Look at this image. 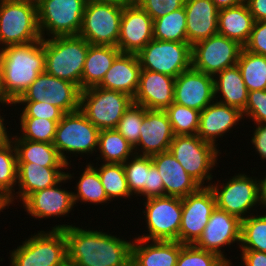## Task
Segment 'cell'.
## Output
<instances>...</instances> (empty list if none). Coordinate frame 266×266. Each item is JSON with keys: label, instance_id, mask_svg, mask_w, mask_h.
<instances>
[{"label": "cell", "instance_id": "cell-1", "mask_svg": "<svg viewBox=\"0 0 266 266\" xmlns=\"http://www.w3.org/2000/svg\"><path fill=\"white\" fill-rule=\"evenodd\" d=\"M68 224L51 227L65 232L68 266H131L133 239Z\"/></svg>", "mask_w": 266, "mask_h": 266}, {"label": "cell", "instance_id": "cell-2", "mask_svg": "<svg viewBox=\"0 0 266 266\" xmlns=\"http://www.w3.org/2000/svg\"><path fill=\"white\" fill-rule=\"evenodd\" d=\"M45 72L44 39L0 49V75L3 97L14 104Z\"/></svg>", "mask_w": 266, "mask_h": 266}, {"label": "cell", "instance_id": "cell-3", "mask_svg": "<svg viewBox=\"0 0 266 266\" xmlns=\"http://www.w3.org/2000/svg\"><path fill=\"white\" fill-rule=\"evenodd\" d=\"M89 43L79 35L44 39L45 72L81 89Z\"/></svg>", "mask_w": 266, "mask_h": 266}, {"label": "cell", "instance_id": "cell-4", "mask_svg": "<svg viewBox=\"0 0 266 266\" xmlns=\"http://www.w3.org/2000/svg\"><path fill=\"white\" fill-rule=\"evenodd\" d=\"M38 231L11 250L10 266H68L63 229Z\"/></svg>", "mask_w": 266, "mask_h": 266}, {"label": "cell", "instance_id": "cell-5", "mask_svg": "<svg viewBox=\"0 0 266 266\" xmlns=\"http://www.w3.org/2000/svg\"><path fill=\"white\" fill-rule=\"evenodd\" d=\"M100 130L95 127L79 109L74 112L65 113L57 124L53 145L61 159L69 164L68 158L71 154L75 157L79 154H96L98 149ZM95 151V152H94ZM70 154V156H67Z\"/></svg>", "mask_w": 266, "mask_h": 266}, {"label": "cell", "instance_id": "cell-6", "mask_svg": "<svg viewBox=\"0 0 266 266\" xmlns=\"http://www.w3.org/2000/svg\"><path fill=\"white\" fill-rule=\"evenodd\" d=\"M37 4L0 0V49L41 40Z\"/></svg>", "mask_w": 266, "mask_h": 266}, {"label": "cell", "instance_id": "cell-7", "mask_svg": "<svg viewBox=\"0 0 266 266\" xmlns=\"http://www.w3.org/2000/svg\"><path fill=\"white\" fill-rule=\"evenodd\" d=\"M169 151L201 186H210L214 177L211 172L219 164L221 152L218 148L203 141L197 134L175 135Z\"/></svg>", "mask_w": 266, "mask_h": 266}, {"label": "cell", "instance_id": "cell-8", "mask_svg": "<svg viewBox=\"0 0 266 266\" xmlns=\"http://www.w3.org/2000/svg\"><path fill=\"white\" fill-rule=\"evenodd\" d=\"M224 180L225 183L218 179L217 183L211 182L209 186L214 193L217 208L241 221L254 214V211L258 212L255 210L260 206L258 177L242 172Z\"/></svg>", "mask_w": 266, "mask_h": 266}, {"label": "cell", "instance_id": "cell-9", "mask_svg": "<svg viewBox=\"0 0 266 266\" xmlns=\"http://www.w3.org/2000/svg\"><path fill=\"white\" fill-rule=\"evenodd\" d=\"M132 103L131 96L98 86L80 93V110L99 130L115 129Z\"/></svg>", "mask_w": 266, "mask_h": 266}, {"label": "cell", "instance_id": "cell-10", "mask_svg": "<svg viewBox=\"0 0 266 266\" xmlns=\"http://www.w3.org/2000/svg\"><path fill=\"white\" fill-rule=\"evenodd\" d=\"M88 0H40L38 26L42 39L78 35ZM46 32V33H45Z\"/></svg>", "mask_w": 266, "mask_h": 266}, {"label": "cell", "instance_id": "cell-11", "mask_svg": "<svg viewBox=\"0 0 266 266\" xmlns=\"http://www.w3.org/2000/svg\"><path fill=\"white\" fill-rule=\"evenodd\" d=\"M143 235H134L148 241H178L182 218V199L175 196H160L144 200ZM149 232V233H148ZM137 236V237H136Z\"/></svg>", "mask_w": 266, "mask_h": 266}, {"label": "cell", "instance_id": "cell-12", "mask_svg": "<svg viewBox=\"0 0 266 266\" xmlns=\"http://www.w3.org/2000/svg\"><path fill=\"white\" fill-rule=\"evenodd\" d=\"M123 7L115 3L88 0L78 35L90 45L117 47Z\"/></svg>", "mask_w": 266, "mask_h": 266}, {"label": "cell", "instance_id": "cell-13", "mask_svg": "<svg viewBox=\"0 0 266 266\" xmlns=\"http://www.w3.org/2000/svg\"><path fill=\"white\" fill-rule=\"evenodd\" d=\"M137 56L141 69L174 78L192 67L191 45L187 42L153 39Z\"/></svg>", "mask_w": 266, "mask_h": 266}, {"label": "cell", "instance_id": "cell-14", "mask_svg": "<svg viewBox=\"0 0 266 266\" xmlns=\"http://www.w3.org/2000/svg\"><path fill=\"white\" fill-rule=\"evenodd\" d=\"M242 49L238 42L217 33L191 46L192 68L214 77L237 65Z\"/></svg>", "mask_w": 266, "mask_h": 266}, {"label": "cell", "instance_id": "cell-15", "mask_svg": "<svg viewBox=\"0 0 266 266\" xmlns=\"http://www.w3.org/2000/svg\"><path fill=\"white\" fill-rule=\"evenodd\" d=\"M80 93L76 84L43 72L17 101H44L70 113L80 109Z\"/></svg>", "mask_w": 266, "mask_h": 266}, {"label": "cell", "instance_id": "cell-16", "mask_svg": "<svg viewBox=\"0 0 266 266\" xmlns=\"http://www.w3.org/2000/svg\"><path fill=\"white\" fill-rule=\"evenodd\" d=\"M181 199L179 242L195 244L202 235L212 211L216 208V199L209 186H201L196 192Z\"/></svg>", "mask_w": 266, "mask_h": 266}, {"label": "cell", "instance_id": "cell-17", "mask_svg": "<svg viewBox=\"0 0 266 266\" xmlns=\"http://www.w3.org/2000/svg\"><path fill=\"white\" fill-rule=\"evenodd\" d=\"M74 173L66 172V176L56 185L30 194L23 202L24 211L37 220L50 219V217H70L74 211L73 194L70 190L61 188L62 184L74 179Z\"/></svg>", "mask_w": 266, "mask_h": 266}, {"label": "cell", "instance_id": "cell-18", "mask_svg": "<svg viewBox=\"0 0 266 266\" xmlns=\"http://www.w3.org/2000/svg\"><path fill=\"white\" fill-rule=\"evenodd\" d=\"M241 220L226 211L215 208L202 235L194 244L196 247L218 254L224 260H228L224 251L225 247L237 243L240 245Z\"/></svg>", "mask_w": 266, "mask_h": 266}, {"label": "cell", "instance_id": "cell-19", "mask_svg": "<svg viewBox=\"0 0 266 266\" xmlns=\"http://www.w3.org/2000/svg\"><path fill=\"white\" fill-rule=\"evenodd\" d=\"M153 39L151 16L136 2L124 5L117 42L120 52L138 54Z\"/></svg>", "mask_w": 266, "mask_h": 266}, {"label": "cell", "instance_id": "cell-20", "mask_svg": "<svg viewBox=\"0 0 266 266\" xmlns=\"http://www.w3.org/2000/svg\"><path fill=\"white\" fill-rule=\"evenodd\" d=\"M214 100L213 76L191 67L175 78L174 103L201 112Z\"/></svg>", "mask_w": 266, "mask_h": 266}, {"label": "cell", "instance_id": "cell-21", "mask_svg": "<svg viewBox=\"0 0 266 266\" xmlns=\"http://www.w3.org/2000/svg\"><path fill=\"white\" fill-rule=\"evenodd\" d=\"M174 136L168 115L164 110L146 109L145 118L140 127L139 142L134 147L135 154L152 156L168 151Z\"/></svg>", "mask_w": 266, "mask_h": 266}, {"label": "cell", "instance_id": "cell-22", "mask_svg": "<svg viewBox=\"0 0 266 266\" xmlns=\"http://www.w3.org/2000/svg\"><path fill=\"white\" fill-rule=\"evenodd\" d=\"M242 120V112L238 108L214 100L200 112L197 135L217 148V139L229 131L231 133Z\"/></svg>", "mask_w": 266, "mask_h": 266}, {"label": "cell", "instance_id": "cell-23", "mask_svg": "<svg viewBox=\"0 0 266 266\" xmlns=\"http://www.w3.org/2000/svg\"><path fill=\"white\" fill-rule=\"evenodd\" d=\"M175 78L141 69L139 87L133 103L148 110H165L174 102Z\"/></svg>", "mask_w": 266, "mask_h": 266}, {"label": "cell", "instance_id": "cell-24", "mask_svg": "<svg viewBox=\"0 0 266 266\" xmlns=\"http://www.w3.org/2000/svg\"><path fill=\"white\" fill-rule=\"evenodd\" d=\"M69 164L67 167H42L30 162H18V191L9 199L10 205L14 204L15 199L22 203L30 194L56 185L66 176L64 170L70 169Z\"/></svg>", "mask_w": 266, "mask_h": 266}, {"label": "cell", "instance_id": "cell-25", "mask_svg": "<svg viewBox=\"0 0 266 266\" xmlns=\"http://www.w3.org/2000/svg\"><path fill=\"white\" fill-rule=\"evenodd\" d=\"M187 43L191 46L218 33L219 9L211 0H185Z\"/></svg>", "mask_w": 266, "mask_h": 266}, {"label": "cell", "instance_id": "cell-26", "mask_svg": "<svg viewBox=\"0 0 266 266\" xmlns=\"http://www.w3.org/2000/svg\"><path fill=\"white\" fill-rule=\"evenodd\" d=\"M164 185V196L186 197L196 192L201 185L191 177L170 153L165 151L151 156Z\"/></svg>", "mask_w": 266, "mask_h": 266}, {"label": "cell", "instance_id": "cell-27", "mask_svg": "<svg viewBox=\"0 0 266 266\" xmlns=\"http://www.w3.org/2000/svg\"><path fill=\"white\" fill-rule=\"evenodd\" d=\"M140 72L137 54L120 53L98 87L119 91L134 98L139 87Z\"/></svg>", "mask_w": 266, "mask_h": 266}, {"label": "cell", "instance_id": "cell-28", "mask_svg": "<svg viewBox=\"0 0 266 266\" xmlns=\"http://www.w3.org/2000/svg\"><path fill=\"white\" fill-rule=\"evenodd\" d=\"M178 241H148L133 238L131 266H176Z\"/></svg>", "mask_w": 266, "mask_h": 266}, {"label": "cell", "instance_id": "cell-29", "mask_svg": "<svg viewBox=\"0 0 266 266\" xmlns=\"http://www.w3.org/2000/svg\"><path fill=\"white\" fill-rule=\"evenodd\" d=\"M254 23V17L245 2L218 11V34L238 42L243 47L250 38Z\"/></svg>", "mask_w": 266, "mask_h": 266}, {"label": "cell", "instance_id": "cell-30", "mask_svg": "<svg viewBox=\"0 0 266 266\" xmlns=\"http://www.w3.org/2000/svg\"><path fill=\"white\" fill-rule=\"evenodd\" d=\"M213 79L215 101L236 107L242 112L248 101V90L239 67L234 65L226 68Z\"/></svg>", "mask_w": 266, "mask_h": 266}, {"label": "cell", "instance_id": "cell-31", "mask_svg": "<svg viewBox=\"0 0 266 266\" xmlns=\"http://www.w3.org/2000/svg\"><path fill=\"white\" fill-rule=\"evenodd\" d=\"M120 53L116 46L89 45L81 78V91L98 86Z\"/></svg>", "mask_w": 266, "mask_h": 266}, {"label": "cell", "instance_id": "cell-32", "mask_svg": "<svg viewBox=\"0 0 266 266\" xmlns=\"http://www.w3.org/2000/svg\"><path fill=\"white\" fill-rule=\"evenodd\" d=\"M15 145L18 162H30L42 167H67L53 143L26 139H11Z\"/></svg>", "mask_w": 266, "mask_h": 266}, {"label": "cell", "instance_id": "cell-33", "mask_svg": "<svg viewBox=\"0 0 266 266\" xmlns=\"http://www.w3.org/2000/svg\"><path fill=\"white\" fill-rule=\"evenodd\" d=\"M95 160L103 163L123 164L135 154L134 147L116 130H100Z\"/></svg>", "mask_w": 266, "mask_h": 266}, {"label": "cell", "instance_id": "cell-34", "mask_svg": "<svg viewBox=\"0 0 266 266\" xmlns=\"http://www.w3.org/2000/svg\"><path fill=\"white\" fill-rule=\"evenodd\" d=\"M84 171L78 177L76 192H72L74 204L90 203L93 205H104L110 203L104 187L100 181L98 171L94 168L95 164L89 162ZM104 203V204H103Z\"/></svg>", "mask_w": 266, "mask_h": 266}, {"label": "cell", "instance_id": "cell-35", "mask_svg": "<svg viewBox=\"0 0 266 266\" xmlns=\"http://www.w3.org/2000/svg\"><path fill=\"white\" fill-rule=\"evenodd\" d=\"M95 164L96 167L94 168L98 171L100 181L110 202L114 199H131L133 195L128 188L123 164L102 162L100 165L98 162Z\"/></svg>", "mask_w": 266, "mask_h": 266}, {"label": "cell", "instance_id": "cell-36", "mask_svg": "<svg viewBox=\"0 0 266 266\" xmlns=\"http://www.w3.org/2000/svg\"><path fill=\"white\" fill-rule=\"evenodd\" d=\"M237 66L249 91L266 90V57L252 53L244 47L240 53Z\"/></svg>", "mask_w": 266, "mask_h": 266}, {"label": "cell", "instance_id": "cell-37", "mask_svg": "<svg viewBox=\"0 0 266 266\" xmlns=\"http://www.w3.org/2000/svg\"><path fill=\"white\" fill-rule=\"evenodd\" d=\"M153 38L164 41L187 42L184 7L153 20Z\"/></svg>", "mask_w": 266, "mask_h": 266}, {"label": "cell", "instance_id": "cell-38", "mask_svg": "<svg viewBox=\"0 0 266 266\" xmlns=\"http://www.w3.org/2000/svg\"><path fill=\"white\" fill-rule=\"evenodd\" d=\"M252 214L241 222L240 251L266 252V212ZM263 215H262V214Z\"/></svg>", "mask_w": 266, "mask_h": 266}, {"label": "cell", "instance_id": "cell-39", "mask_svg": "<svg viewBox=\"0 0 266 266\" xmlns=\"http://www.w3.org/2000/svg\"><path fill=\"white\" fill-rule=\"evenodd\" d=\"M17 153L11 139L0 143V191L10 199L17 187ZM16 186V187H15Z\"/></svg>", "mask_w": 266, "mask_h": 266}, {"label": "cell", "instance_id": "cell-40", "mask_svg": "<svg viewBox=\"0 0 266 266\" xmlns=\"http://www.w3.org/2000/svg\"><path fill=\"white\" fill-rule=\"evenodd\" d=\"M20 133L10 135V139H26L37 142L53 143L57 124L45 118L19 117Z\"/></svg>", "mask_w": 266, "mask_h": 266}, {"label": "cell", "instance_id": "cell-41", "mask_svg": "<svg viewBox=\"0 0 266 266\" xmlns=\"http://www.w3.org/2000/svg\"><path fill=\"white\" fill-rule=\"evenodd\" d=\"M152 165L151 156L137 154H134L123 163L128 188L131 194L137 197L143 196V200H145V184H147L149 168Z\"/></svg>", "mask_w": 266, "mask_h": 266}, {"label": "cell", "instance_id": "cell-42", "mask_svg": "<svg viewBox=\"0 0 266 266\" xmlns=\"http://www.w3.org/2000/svg\"><path fill=\"white\" fill-rule=\"evenodd\" d=\"M169 118L174 135H196L200 111L172 103L164 110Z\"/></svg>", "mask_w": 266, "mask_h": 266}, {"label": "cell", "instance_id": "cell-43", "mask_svg": "<svg viewBox=\"0 0 266 266\" xmlns=\"http://www.w3.org/2000/svg\"><path fill=\"white\" fill-rule=\"evenodd\" d=\"M145 114V107L132 103L115 128L133 147L139 142L140 127Z\"/></svg>", "mask_w": 266, "mask_h": 266}, {"label": "cell", "instance_id": "cell-44", "mask_svg": "<svg viewBox=\"0 0 266 266\" xmlns=\"http://www.w3.org/2000/svg\"><path fill=\"white\" fill-rule=\"evenodd\" d=\"M224 261L218 254L180 243V254L176 266H219Z\"/></svg>", "mask_w": 266, "mask_h": 266}, {"label": "cell", "instance_id": "cell-45", "mask_svg": "<svg viewBox=\"0 0 266 266\" xmlns=\"http://www.w3.org/2000/svg\"><path fill=\"white\" fill-rule=\"evenodd\" d=\"M20 106L22 105L23 107L20 112V117H36V118H45L53 121H60L65 112L51 104H48L44 101L42 102H36V101H16L13 104L14 106Z\"/></svg>", "mask_w": 266, "mask_h": 266}, {"label": "cell", "instance_id": "cell-46", "mask_svg": "<svg viewBox=\"0 0 266 266\" xmlns=\"http://www.w3.org/2000/svg\"><path fill=\"white\" fill-rule=\"evenodd\" d=\"M242 116L243 119H251L255 124L266 123V90L248 92V101Z\"/></svg>", "mask_w": 266, "mask_h": 266}, {"label": "cell", "instance_id": "cell-47", "mask_svg": "<svg viewBox=\"0 0 266 266\" xmlns=\"http://www.w3.org/2000/svg\"><path fill=\"white\" fill-rule=\"evenodd\" d=\"M153 20L184 7L185 0H135Z\"/></svg>", "mask_w": 266, "mask_h": 266}, {"label": "cell", "instance_id": "cell-48", "mask_svg": "<svg viewBox=\"0 0 266 266\" xmlns=\"http://www.w3.org/2000/svg\"><path fill=\"white\" fill-rule=\"evenodd\" d=\"M244 48L266 57V21H255L250 38Z\"/></svg>", "mask_w": 266, "mask_h": 266}, {"label": "cell", "instance_id": "cell-49", "mask_svg": "<svg viewBox=\"0 0 266 266\" xmlns=\"http://www.w3.org/2000/svg\"><path fill=\"white\" fill-rule=\"evenodd\" d=\"M160 196H164L163 180L158 169L153 164L149 168L147 184H145V200Z\"/></svg>", "mask_w": 266, "mask_h": 266}, {"label": "cell", "instance_id": "cell-50", "mask_svg": "<svg viewBox=\"0 0 266 266\" xmlns=\"http://www.w3.org/2000/svg\"><path fill=\"white\" fill-rule=\"evenodd\" d=\"M253 127L254 131L250 142L254 151L257 152L256 154L264 161L266 160V123H256V127L254 123Z\"/></svg>", "mask_w": 266, "mask_h": 266}, {"label": "cell", "instance_id": "cell-51", "mask_svg": "<svg viewBox=\"0 0 266 266\" xmlns=\"http://www.w3.org/2000/svg\"><path fill=\"white\" fill-rule=\"evenodd\" d=\"M242 266H266V252L240 251Z\"/></svg>", "mask_w": 266, "mask_h": 266}, {"label": "cell", "instance_id": "cell-52", "mask_svg": "<svg viewBox=\"0 0 266 266\" xmlns=\"http://www.w3.org/2000/svg\"><path fill=\"white\" fill-rule=\"evenodd\" d=\"M255 21H266V0H245Z\"/></svg>", "mask_w": 266, "mask_h": 266}, {"label": "cell", "instance_id": "cell-53", "mask_svg": "<svg viewBox=\"0 0 266 266\" xmlns=\"http://www.w3.org/2000/svg\"><path fill=\"white\" fill-rule=\"evenodd\" d=\"M0 104H2L4 107H6V105L8 106H13V104L11 102H8L7 100H0ZM2 111V109L0 110V112ZM5 122V117H3V115H1L0 113V143L6 142L10 139V130L8 131V127L6 128V124Z\"/></svg>", "mask_w": 266, "mask_h": 266}, {"label": "cell", "instance_id": "cell-54", "mask_svg": "<svg viewBox=\"0 0 266 266\" xmlns=\"http://www.w3.org/2000/svg\"><path fill=\"white\" fill-rule=\"evenodd\" d=\"M259 180V205L266 212V173L265 176L258 178Z\"/></svg>", "mask_w": 266, "mask_h": 266}, {"label": "cell", "instance_id": "cell-55", "mask_svg": "<svg viewBox=\"0 0 266 266\" xmlns=\"http://www.w3.org/2000/svg\"><path fill=\"white\" fill-rule=\"evenodd\" d=\"M211 1L216 5V7L219 10L223 8L238 6L245 2V0H211Z\"/></svg>", "mask_w": 266, "mask_h": 266}, {"label": "cell", "instance_id": "cell-56", "mask_svg": "<svg viewBox=\"0 0 266 266\" xmlns=\"http://www.w3.org/2000/svg\"><path fill=\"white\" fill-rule=\"evenodd\" d=\"M94 1H99V2H110V3H115L119 5H127L130 3H133L135 0H94Z\"/></svg>", "mask_w": 266, "mask_h": 266}, {"label": "cell", "instance_id": "cell-57", "mask_svg": "<svg viewBox=\"0 0 266 266\" xmlns=\"http://www.w3.org/2000/svg\"><path fill=\"white\" fill-rule=\"evenodd\" d=\"M10 202H0V212H4L3 210H6V207L9 209Z\"/></svg>", "mask_w": 266, "mask_h": 266}, {"label": "cell", "instance_id": "cell-58", "mask_svg": "<svg viewBox=\"0 0 266 266\" xmlns=\"http://www.w3.org/2000/svg\"><path fill=\"white\" fill-rule=\"evenodd\" d=\"M232 260H230V257L228 260H224L219 266H236L233 264V262H231Z\"/></svg>", "mask_w": 266, "mask_h": 266}, {"label": "cell", "instance_id": "cell-59", "mask_svg": "<svg viewBox=\"0 0 266 266\" xmlns=\"http://www.w3.org/2000/svg\"><path fill=\"white\" fill-rule=\"evenodd\" d=\"M0 202H10L9 199L0 191Z\"/></svg>", "mask_w": 266, "mask_h": 266}, {"label": "cell", "instance_id": "cell-60", "mask_svg": "<svg viewBox=\"0 0 266 266\" xmlns=\"http://www.w3.org/2000/svg\"><path fill=\"white\" fill-rule=\"evenodd\" d=\"M0 100H5L3 97V91H2V87H1V75H0Z\"/></svg>", "mask_w": 266, "mask_h": 266}, {"label": "cell", "instance_id": "cell-61", "mask_svg": "<svg viewBox=\"0 0 266 266\" xmlns=\"http://www.w3.org/2000/svg\"><path fill=\"white\" fill-rule=\"evenodd\" d=\"M14 1H29L37 4L40 0H14Z\"/></svg>", "mask_w": 266, "mask_h": 266}]
</instances>
